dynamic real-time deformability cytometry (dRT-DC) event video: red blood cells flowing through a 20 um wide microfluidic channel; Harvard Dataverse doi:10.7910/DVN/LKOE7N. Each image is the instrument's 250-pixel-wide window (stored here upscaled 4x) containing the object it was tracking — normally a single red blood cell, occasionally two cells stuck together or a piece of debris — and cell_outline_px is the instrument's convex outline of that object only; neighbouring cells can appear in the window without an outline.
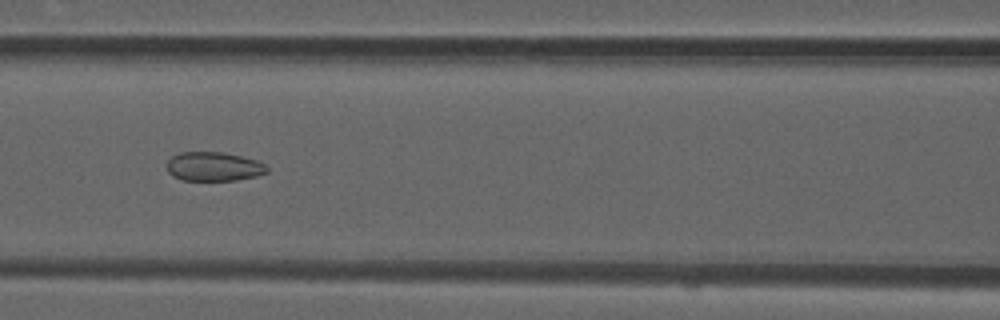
{"species": "common noctule bat (a hibernating species)", "species_latin": "Nyctalus noctula", "temperature_condition": "room temperature", "stored_images_in_passage": 39, "camera_frame_rate_fps": 3000, "um_per_image_px": 0.085, "animal": {"sex": "male", "forearm_length_mm": 52.5}, "frame": {"image": 1, "passage_image": 11, "time_ms": 3.333, "image_size_px": [1000, 320], "cell_outline_px": [[268, 172], [256, 176], [236, 180], [180, 180], [172, 176], [168, 172], [168, 160], [172, 156], [180, 152], [220, 152], [240, 156], [256, 160], [264, 164], [268, 168]], "centroid_in_image_um": [18.15, 14.16], "position_along_channel_um": 148.4, "area_um2": 16.88}}
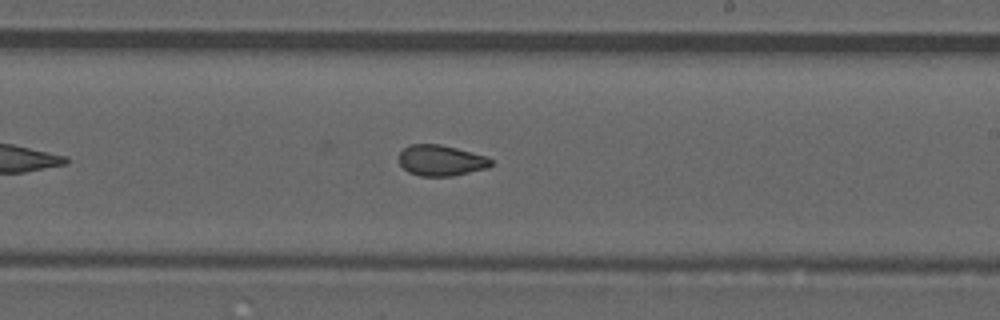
{"frame": {"image": 2, "passage_image": 19, "time_ms": 6.0, "image_size_px": [1000, 320], "cell_outline_px": [[496, 164], [488, 168], [452, 176], [420, 176], [408, 172], [400, 164], [400, 152], [408, 144], [440, 144], [456, 148], [484, 156], [492, 160]], "centroid_in_image_um": [37.49, 13.64], "position_along_channel_um": 251.5, "area_um2": 16.53}}
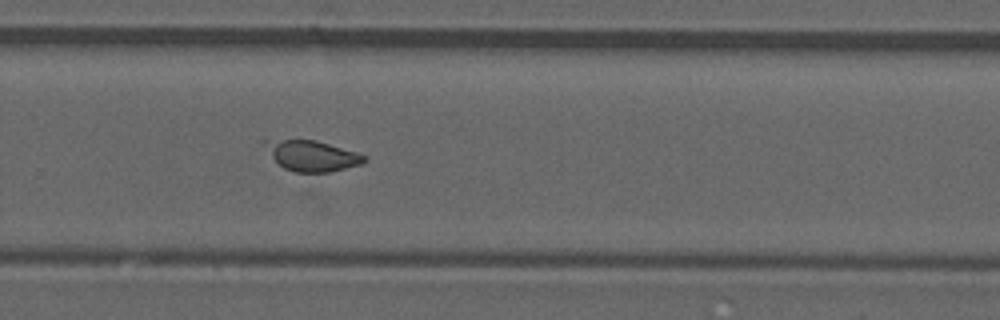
{"frame": {"image": 3, "passage_image": 23, "time_ms": 7.333, "image_size_px": [1000, 320], "cell_outline_px": [[368, 160], [360, 164], [328, 172], [292, 172], [284, 168], [260, 144], [260, 140], [264, 136], [316, 140], [356, 152], [368, 156]], "centroid_in_image_um": [26.37, 13.16], "position_along_channel_um": 303.4, "area_um2": 18.44}, "authors_computed_cell_mechanics": {"area_um2": 16.9354, "velocity_mm_per_s": 3.8823, "shape_relaxation_time_tau1_ms": null, "shape_relaxation_time_tau2_ms": 1.4437, "deformation_change_tau1": null, "deformation_change_tau2": 0.0739}}